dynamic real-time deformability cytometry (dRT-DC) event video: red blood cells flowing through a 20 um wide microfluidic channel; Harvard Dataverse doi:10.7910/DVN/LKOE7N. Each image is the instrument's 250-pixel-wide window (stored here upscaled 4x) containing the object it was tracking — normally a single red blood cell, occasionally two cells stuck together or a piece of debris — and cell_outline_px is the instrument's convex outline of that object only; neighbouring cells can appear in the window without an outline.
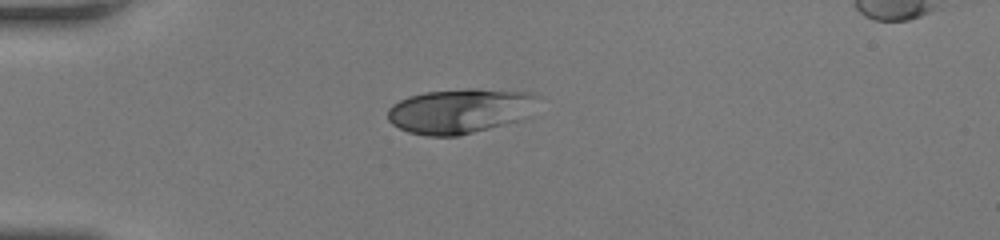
{"species": "human", "species_latin": "Homo sapiens", "temperature_condition": "room temperature", "stored_images_in_passage": 37, "camera_frame_rate_fps": 3000, "um_per_image_px": 0.085, "donor": {"sex": "female"}, "frame": {"image": 1, "passage_image": 1, "time_ms": 0.0, "image_size_px": [1000, 240], "cell_outline_px": [[540, 96], [532, 116], [520, 120], [460, 136], [424, 136], [408, 132], [392, 124], [388, 120], [388, 108], [392, 104], [408, 96], [424, 92], [464, 88], [476, 88], [528, 92]], "centroid_in_image_um": [39.14, 9.42], "position_along_channel_um": 45.9, "area_um2": 39.94}}
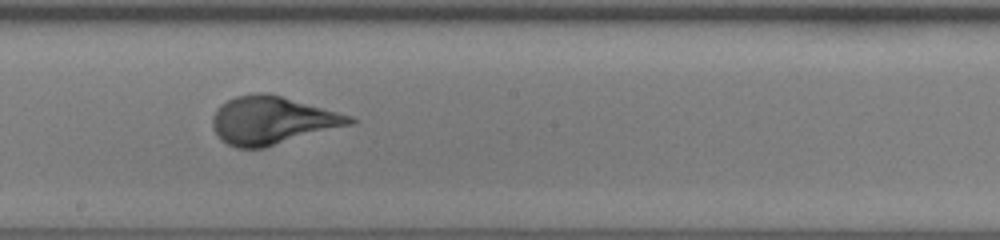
{"frame": {"image": 2, "passage_image": 16, "time_ms": 5.0, "image_size_px": [1000, 240], "cell_outline_px": [[356, 120], [352, 124], [264, 148], [236, 148], [220, 140], [212, 124], [212, 116], [216, 108], [220, 104], [236, 96], [256, 92], [260, 92], [280, 96], [352, 116]], "centroid_in_image_um": [23.09, 10.24], "position_along_channel_um": 225.1, "area_um2": 37.97}}
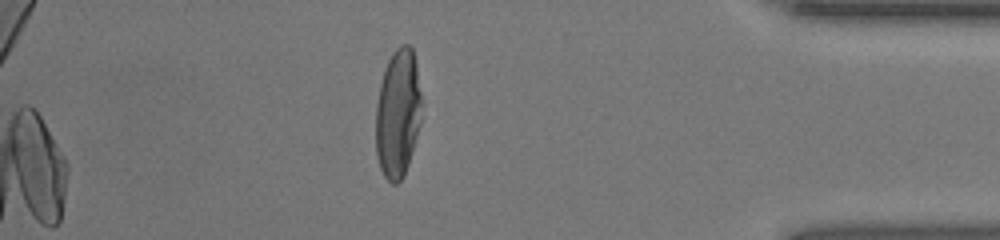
{"frame": {"image": 3, "passage_image": 31, "time_ms": 10.0, "image_size_px": [1000, 240], "cell_outline_px": [[420, 124], [408, 164], [404, 176], [396, 184], [392, 184], [384, 176], [380, 168], [376, 156], [376, 104], [380, 84], [384, 68], [392, 52], [400, 44], [408, 44], [412, 48], [416, 64], [420, 92]], "centroid_in_image_um": [33.8, 9.64], "position_along_channel_um": 401.4, "area_um2": 34.28}, "authors_computed_cell_mechanics": {"area_um2": 37.5122, "velocity_mm_per_s": 4.1646, "shape_relaxation_time_tau1_ms": 4.1738, "shape_relaxation_time_tau2_ms": null, "deformation_change_tau1": 0.2391, "deformation_change_tau2": null}}